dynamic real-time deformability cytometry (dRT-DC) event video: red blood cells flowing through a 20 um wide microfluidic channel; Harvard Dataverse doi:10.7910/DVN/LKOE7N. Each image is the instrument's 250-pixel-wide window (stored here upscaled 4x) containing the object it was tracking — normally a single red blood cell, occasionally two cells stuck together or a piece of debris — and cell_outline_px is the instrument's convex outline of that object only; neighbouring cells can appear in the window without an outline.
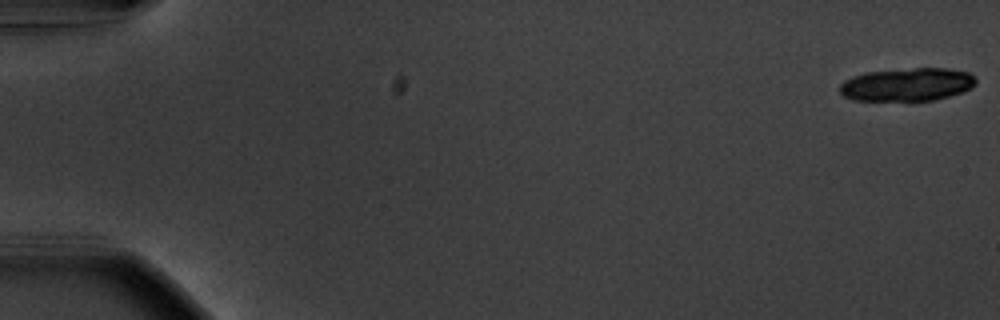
{"species": "common noctule bat (a hibernating species)", "species_latin": "Nyctalus noctula", "temperature_condition": "warm", "stored_images_in_passage": 13, "camera_frame_rate_fps": 3000, "um_per_image_px": 0.085, "animal": {"sex": "male", "body_mass_g": 20.1, "forearm_length_mm": 53.5}, "frame": {"image": 1, "passage_image": 1, "time_ms": 0.0, "image_size_px": [1000, 320], "cell_outline_px": [[976, 84], [972, 88], [964, 92], [932, 100], [852, 100], [844, 96], [840, 92], [840, 84], [844, 80], [852, 76], [864, 72], [916, 68], [948, 68], [968, 72], [976, 76]], "centroid_in_image_um": [77.13, 7.17], "position_along_channel_um": 7.9, "area_um2": 26.36}}